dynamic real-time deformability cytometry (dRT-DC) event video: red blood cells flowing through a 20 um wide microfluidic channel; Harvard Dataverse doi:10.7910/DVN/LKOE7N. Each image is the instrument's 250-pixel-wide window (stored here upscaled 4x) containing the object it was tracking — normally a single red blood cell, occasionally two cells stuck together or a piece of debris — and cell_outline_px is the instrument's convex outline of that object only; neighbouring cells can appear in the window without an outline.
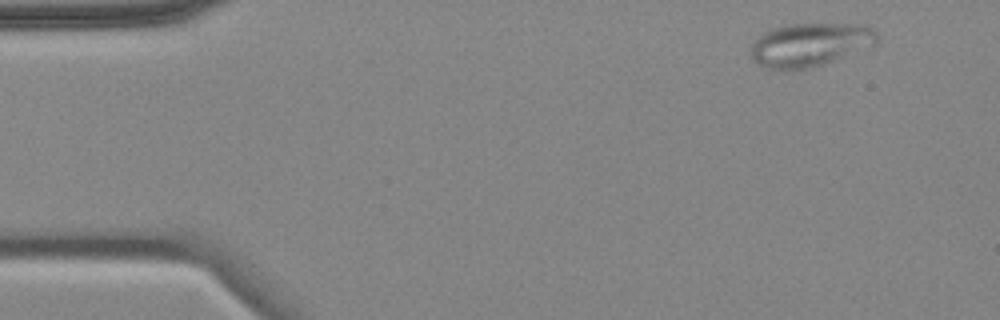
{"species": "common noctule bat (a hibernating species)", "species_latin": "Nyctalus noctula", "temperature_condition": "cold", "stored_images_in_passage": 5, "camera_frame_rate_fps": 3000, "um_per_image_px": 0.085, "animal": {"sex": "female", "body_mass_g": 18.4}, "frame": {"image": 1, "passage_image": 1, "time_ms": 0.0, "image_size_px": [1000, 320], "cell_outline_px": [[880, 40], [876, 44], [824, 64], [812, 68], [784, 72], [764, 68], [756, 64], [752, 60], [752, 44], [756, 36], [768, 28], [784, 24], [864, 24], [872, 28], [880, 36]], "centroid_in_image_um": [68.79, 3.81], "position_along_channel_um": 16.2, "area_um2": 32.95}}